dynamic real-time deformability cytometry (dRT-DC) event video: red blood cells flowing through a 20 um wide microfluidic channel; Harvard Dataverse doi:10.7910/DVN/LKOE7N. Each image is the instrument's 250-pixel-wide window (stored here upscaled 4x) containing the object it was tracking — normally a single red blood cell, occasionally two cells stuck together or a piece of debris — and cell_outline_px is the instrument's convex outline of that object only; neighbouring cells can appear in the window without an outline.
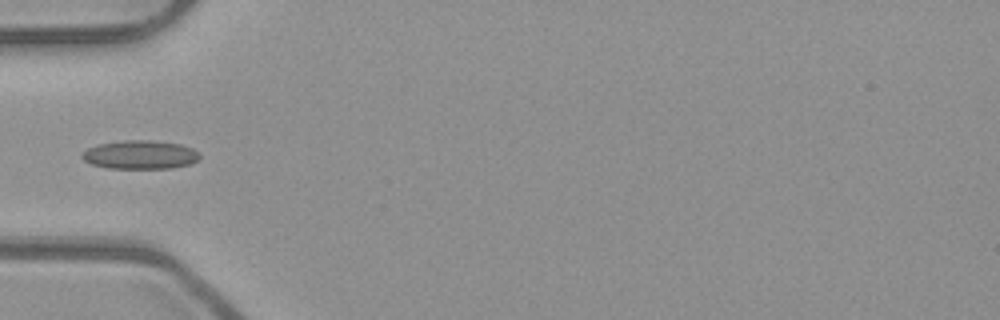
{"species": "common noctule bat (a hibernating species)", "species_latin": "Nyctalus noctula", "temperature_condition": "room temperature", "stored_images_in_passage": 3, "camera_frame_rate_fps": 3000, "um_per_image_px": 0.085, "animal": {"sex": "male", "body_mass_g": 23.1, "forearm_length_mm": 52.7}, "frame": {"image": 1, "passage_image": 1, "time_ms": 0.0, "image_size_px": [1000, 320], "cell_outline_px": [[200, 156], [196, 160], [188, 164], [172, 168], [108, 168], [92, 164], [84, 160], [80, 156], [88, 148], [100, 144], [124, 140], [148, 140], [180, 144], [192, 148], [200, 152]], "centroid_in_image_um": [11.92, 13.15], "position_along_channel_um": 73.1, "area_um2": 19.42}}